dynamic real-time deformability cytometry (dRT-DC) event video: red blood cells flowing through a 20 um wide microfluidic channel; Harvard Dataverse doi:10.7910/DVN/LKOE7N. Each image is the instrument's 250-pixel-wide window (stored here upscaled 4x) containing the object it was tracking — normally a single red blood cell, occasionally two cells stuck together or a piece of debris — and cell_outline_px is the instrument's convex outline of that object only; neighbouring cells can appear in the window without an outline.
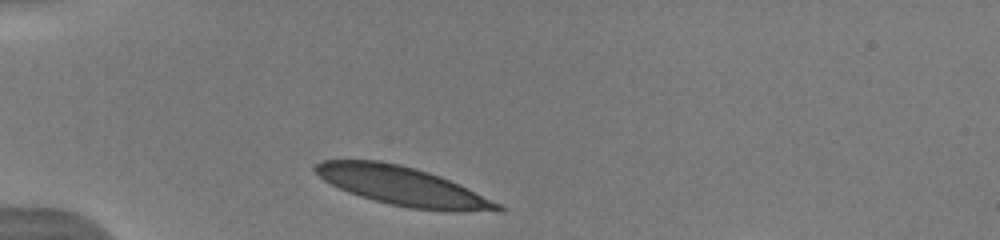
{"species": "human", "species_latin": "Homo sapiens", "temperature_condition": "warm", "stored_images_in_passage": 7, "camera_frame_rate_fps": 3000, "um_per_image_px": 0.085, "donor": {"sex": "male"}, "frame": {"image": 1, "passage_image": 1, "time_ms": 0.0, "image_size_px": [1000, 240], "cell_outline_px": [[508, 208], [504, 212], [448, 212], [412, 208], [388, 204], [360, 196], [348, 192], [324, 180], [312, 168], [320, 160], [380, 160], [400, 164], [416, 168], [440, 176], [468, 188], [504, 204]], "centroid_in_image_um": [34.35, 15.85], "position_along_channel_um": 50.7, "area_um2": 41.79}}